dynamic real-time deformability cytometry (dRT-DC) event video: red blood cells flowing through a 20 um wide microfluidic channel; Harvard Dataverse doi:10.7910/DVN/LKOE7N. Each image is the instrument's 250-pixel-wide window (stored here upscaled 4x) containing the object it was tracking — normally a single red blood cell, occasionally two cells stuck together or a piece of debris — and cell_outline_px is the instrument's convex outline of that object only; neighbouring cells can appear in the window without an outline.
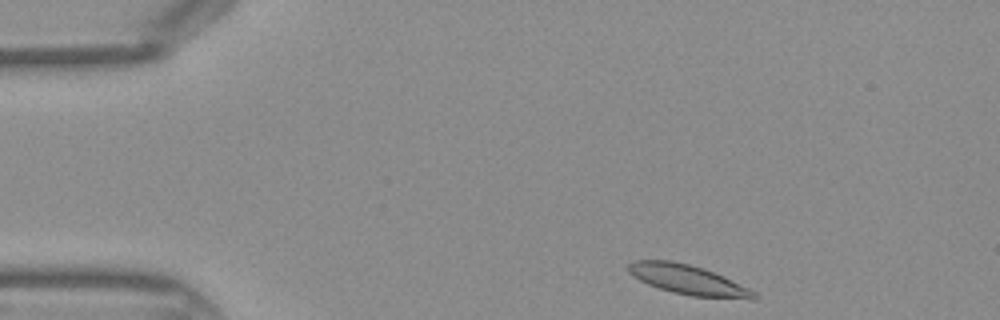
{"species": "Egyptian fruit bat (a non-hibernating species)", "species_latin": "Rousettus aegyptiacus", "temperature_condition": "warm", "stored_images_in_passage": 39, "camera_frame_rate_fps": 3000, "um_per_image_px": 0.085, "frame": {"image": 1, "passage_image": 1, "time_ms": 0.0, "image_size_px": [1000, 320], "cell_outline_px": [[756, 300], [752, 300], [692, 296], [672, 292], [648, 284], [632, 276], [628, 272], [628, 264], [632, 260], [672, 260], [704, 268], [724, 276], [756, 292]], "centroid_in_image_um": [58.49, 23.78], "position_along_channel_um": 26.5, "area_um2": 21.85}}
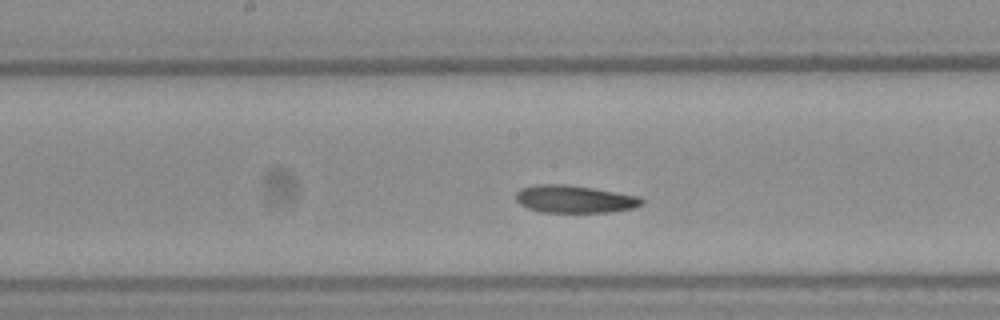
{"frame": {"image": 2, "passage_image": 17, "time_ms": 5.333, "image_size_px": [1000, 320], "cell_outline_px": [[644, 204], [636, 208], [612, 212], [540, 212], [528, 208], [520, 204], [516, 200], [516, 192], [520, 188], [532, 184], [564, 184], [592, 188], [640, 196], [644, 200]], "centroid_in_image_um": [48.85, 16.92], "position_along_channel_um": 199.4, "area_um2": 20.46}}
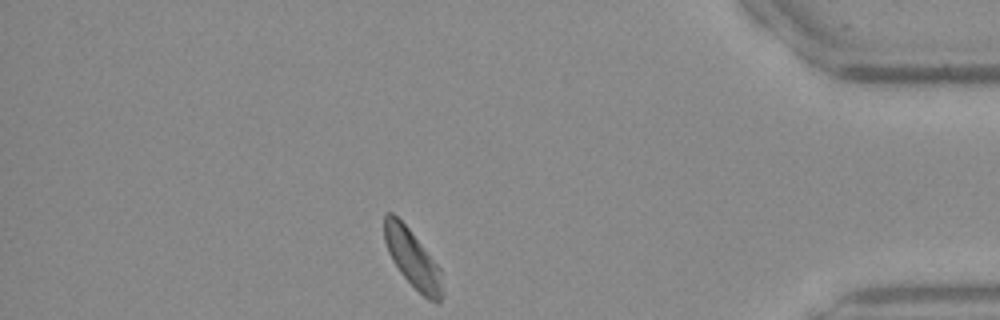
{"frame": {"image": 3, "passage_image": 33, "time_ms": 10.667, "image_size_px": [1000, 320], "cell_outline_px": [[444, 292], [440, 304], [436, 304], [428, 300], [400, 272], [392, 260], [388, 252], [384, 240], [384, 216], [388, 212], [392, 212], [408, 228], [440, 268]], "centroid_in_image_um": [35.08, 22.03], "position_along_channel_um": 400.1, "area_um2": 19.42}}